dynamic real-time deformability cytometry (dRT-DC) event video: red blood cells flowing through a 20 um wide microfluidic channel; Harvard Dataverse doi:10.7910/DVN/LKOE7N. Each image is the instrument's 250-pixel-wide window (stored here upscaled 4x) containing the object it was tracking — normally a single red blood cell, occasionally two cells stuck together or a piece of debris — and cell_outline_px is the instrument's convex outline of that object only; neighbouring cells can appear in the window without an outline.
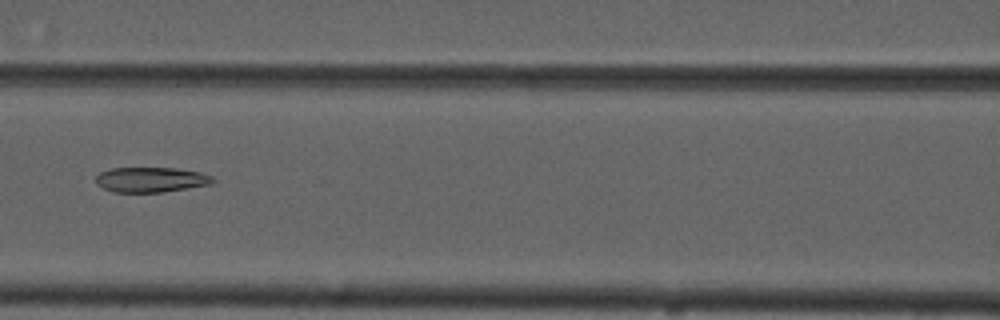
{"species": "common noctule bat (a hibernating species)", "species_latin": "Nyctalus noctula", "temperature_condition": "cold", "stored_images_in_passage": 8, "camera_frame_rate_fps": 3000, "um_per_image_px": 0.085, "animal": {"sex": "male", "forearm_length_mm": 52.5}, "frame": {"image": 1, "passage_image": 5, "time_ms": 6.333, "image_size_px": [1000, 320], "cell_outline_px": [[216, 180], [208, 184], [164, 192], [112, 192], [96, 184], [96, 176], [100, 172], [112, 168], [176, 168], [200, 172], [212, 176]], "centroid_in_image_um": [12.8, 15.27], "position_along_channel_um": 153.8, "area_um2": 16.99}}
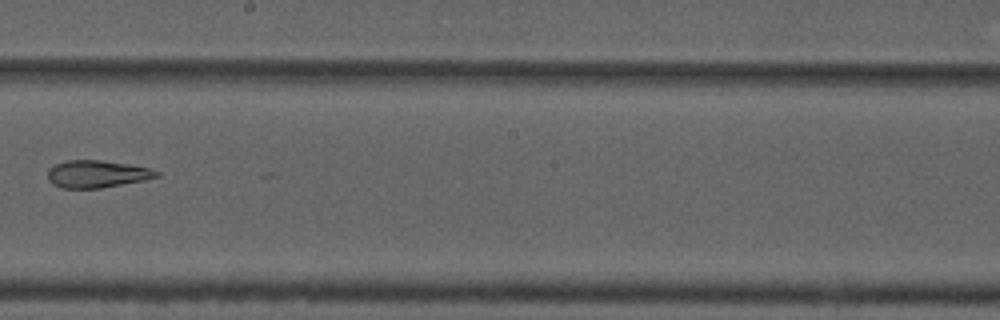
{"frame": {"image": 2, "passage_image": 7, "time_ms": 8.667, "image_size_px": [1000, 320], "cell_outline_px": [[160, 176], [144, 180], [100, 188], [60, 188], [52, 184], [48, 180], [48, 168], [64, 160], [100, 160], [128, 164], [148, 168], [160, 172]], "centroid_in_image_um": [8.2, 14.79], "position_along_channel_um": 240.0, "area_um2": 17.34}}
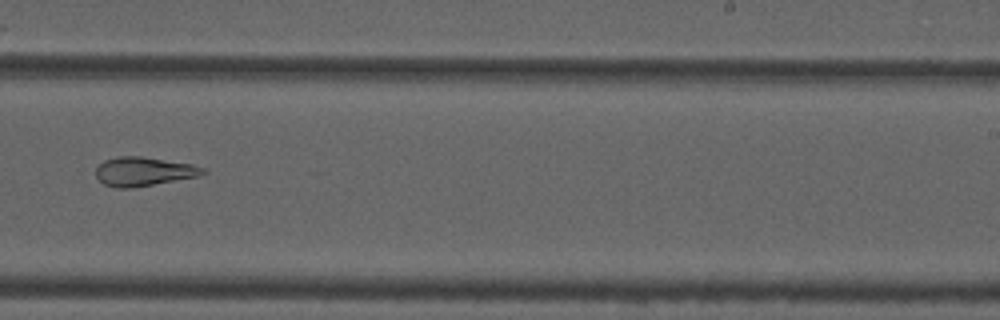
{"frame": {"image": 3, "passage_image": 8, "time_ms": 9.667, "image_size_px": [1000, 320], "cell_outline_px": [[204, 172], [196, 176], [132, 188], [116, 188], [104, 184], [96, 176], [96, 168], [104, 160], [120, 156], [140, 156], [192, 164], [204, 168]], "centroid_in_image_um": [12.15, 14.57], "position_along_channel_um": 276.8, "area_um2": 17.69}}